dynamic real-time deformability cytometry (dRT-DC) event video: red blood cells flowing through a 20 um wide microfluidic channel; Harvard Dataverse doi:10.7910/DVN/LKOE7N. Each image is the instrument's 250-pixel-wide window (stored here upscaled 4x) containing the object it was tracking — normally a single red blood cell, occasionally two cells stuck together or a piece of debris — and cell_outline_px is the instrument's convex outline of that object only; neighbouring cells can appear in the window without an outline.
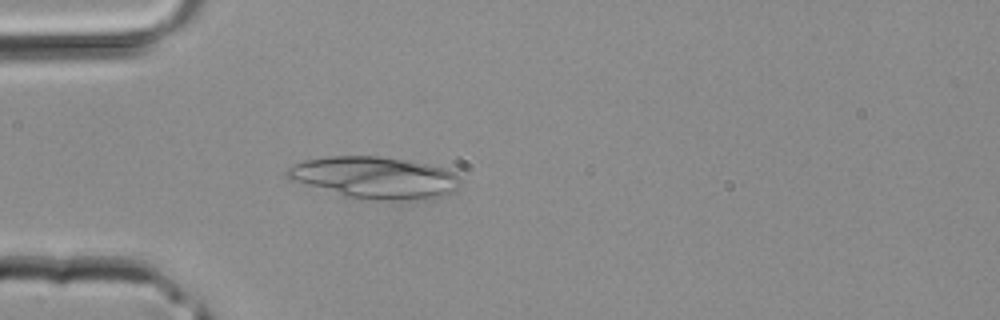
{"species": "common noctule bat (a hibernating species)", "species_latin": "Nyctalus noctula", "temperature_condition": "room temperature", "stored_images_in_passage": 36, "camera_frame_rate_fps": 3000, "um_per_image_px": 0.085, "animal": {"sex": "male", "body_mass_g": 20.4}, "frame": {"image": 1, "passage_image": 8, "time_ms": 2.333, "image_size_px": [1000, 320], "cell_outline_px": [[460, 180], [456, 188], [452, 192], [416, 204], [404, 204], [372, 200], [344, 196], [292, 180], [284, 172], [288, 168], [304, 160], [328, 156], [376, 156], [404, 160], [428, 164], [448, 168], [460, 176]], "centroid_in_image_um": [31.96, 15.15], "position_along_channel_um": 53.0, "area_um2": 43.23}}
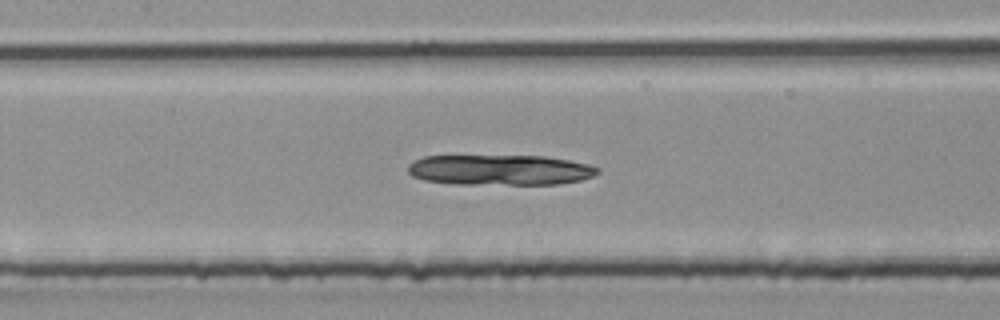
{"frame": {"image": 2, "passage_image": 15, "time_ms": 4.667, "image_size_px": [1000, 320], "cell_outline_px": [[600, 172], [592, 176], [580, 180], [560, 184], [452, 184], [424, 180], [412, 176], [408, 172], [408, 164], [412, 160], [424, 156], [544, 156], [568, 160], [588, 164], [600, 168]], "centroid_in_image_um": [42.47, 14.44], "position_along_channel_um": 164.9, "area_um2": 33.81}}
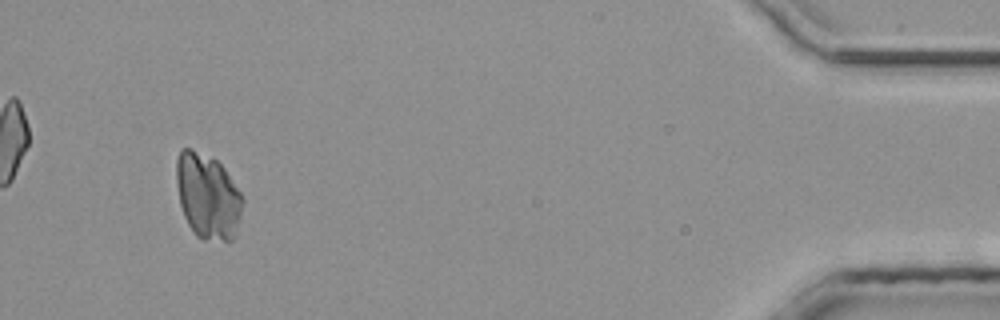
{"frame": {"image": 3, "passage_image": 34, "time_ms": 11.0, "image_size_px": [1000, 320], "cell_outline_px": [[244, 200], [236, 236], [232, 240], [204, 240], [196, 236], [188, 224], [184, 216], [180, 204], [176, 184], [176, 160], [180, 148], [192, 148], [216, 160], [224, 168], [240, 192]], "centroid_in_image_um": [17.65, 16.68], "position_along_channel_um": 417.6, "area_um2": 33.18}}